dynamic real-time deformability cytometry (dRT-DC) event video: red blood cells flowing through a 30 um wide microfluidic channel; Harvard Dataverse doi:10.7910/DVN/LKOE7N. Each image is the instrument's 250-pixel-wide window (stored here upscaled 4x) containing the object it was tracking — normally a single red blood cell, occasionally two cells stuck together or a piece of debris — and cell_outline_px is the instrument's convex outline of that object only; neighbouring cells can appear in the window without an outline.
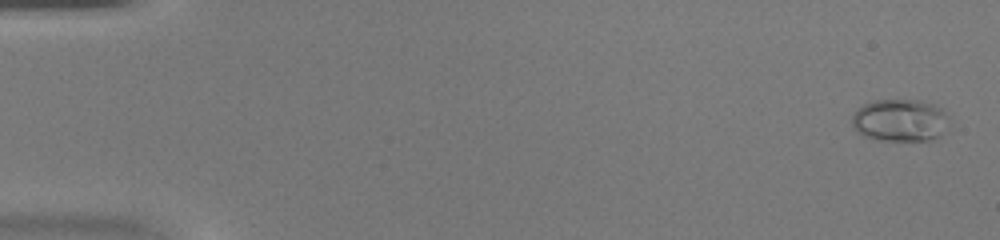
{"species": "common noctule bat (a hibernating species)", "species_latin": "Nyctalus noctula", "temperature_condition": "warm", "stored_images_in_passage": 47, "camera_frame_rate_fps": 3000, "um_per_image_px": 0.085, "animal": {"sex": "female", "body_mass_g": 20.0, "forearm_length_mm": 54.0}, "frame": {"image": 1, "passage_image": 2, "time_ms": 0.333, "image_size_px": [1000, 240], "cell_outline_px": [[944, 116], [940, 136], [928, 140], [880, 140], [864, 136], [856, 132], [852, 124], [852, 116], [856, 108], [864, 104], [876, 100], [920, 100], [932, 104], [940, 108], [944, 112]], "centroid_in_image_um": [76.38, 10.22], "position_along_channel_um": 8.6, "area_um2": 23.41}}
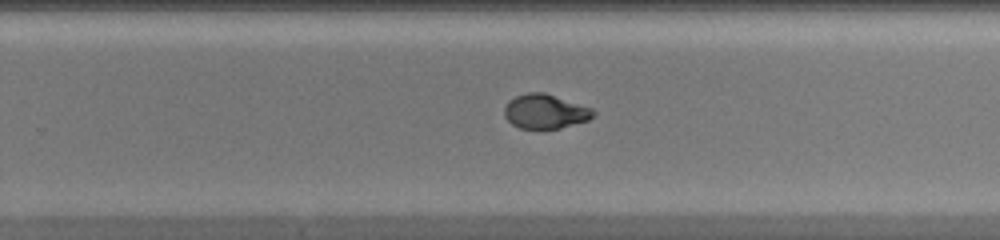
{"frame": {"image": 2, "passage_image": 31, "time_ms": 10.0, "image_size_px": [1000, 240], "cell_outline_px": [[596, 112], [588, 120], [560, 128], [520, 128], [512, 124], [504, 116], [504, 108], [508, 100], [516, 96], [528, 92], [544, 92], [592, 108]], "centroid_in_image_um": [46.32, 9.46], "position_along_channel_um": 283.5, "area_um2": 17.69}}
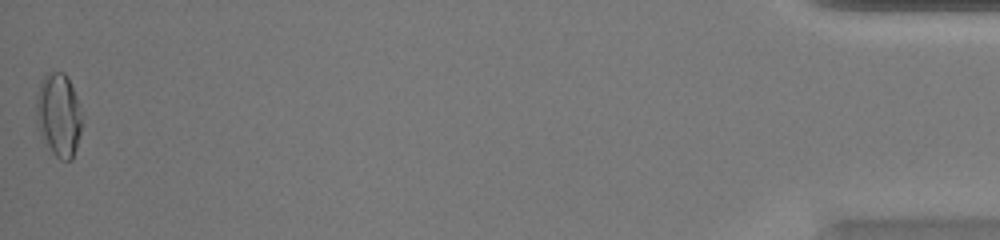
{"frame": {"image": 3, "passage_image": 47, "time_ms": 15.333, "image_size_px": [1000, 240], "cell_outline_px": [[80, 132], [76, 148], [72, 160], [60, 160], [52, 152], [40, 132], [36, 116], [36, 96], [44, 72], [64, 72], [76, 96], [80, 112]], "centroid_in_image_um": [4.96, 9.75], "position_along_channel_um": 430.2, "area_um2": 21.73}}